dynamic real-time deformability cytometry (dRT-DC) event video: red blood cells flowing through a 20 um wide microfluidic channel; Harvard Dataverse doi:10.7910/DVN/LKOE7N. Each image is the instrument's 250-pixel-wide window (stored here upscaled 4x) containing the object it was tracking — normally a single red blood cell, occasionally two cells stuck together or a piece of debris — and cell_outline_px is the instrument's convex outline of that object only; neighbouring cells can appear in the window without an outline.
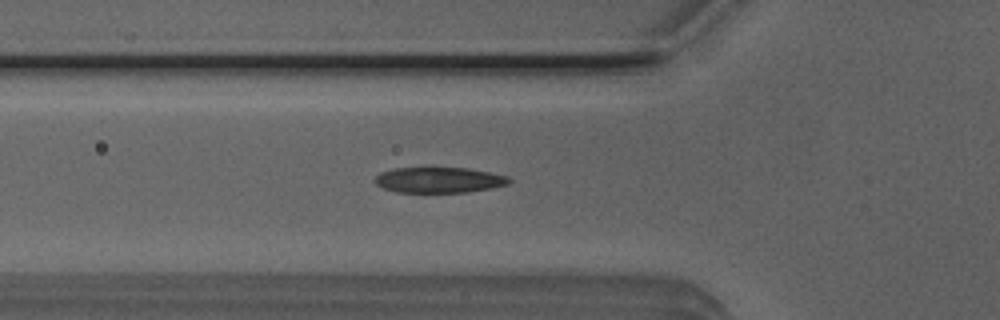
{"species": "Egyptian fruit bat (a non-hibernating species)", "species_latin": "Rousettus aegyptiacus", "temperature_condition": "room temperature", "stored_images_in_passage": 39, "camera_frame_rate_fps": 3000, "um_per_image_px": 0.085, "animal": {"sex": "male"}, "frame": {"image": 1, "passage_image": 4, "time_ms": 1.0, "image_size_px": [1000, 320], "cell_outline_px": [[512, 180], [508, 184], [492, 188], [468, 192], [396, 192], [384, 188], [376, 184], [372, 180], [380, 172], [396, 168], [468, 168], [508, 176]], "centroid_in_image_um": [37.31, 15.3], "position_along_channel_um": 88.5, "area_um2": 20.0}}
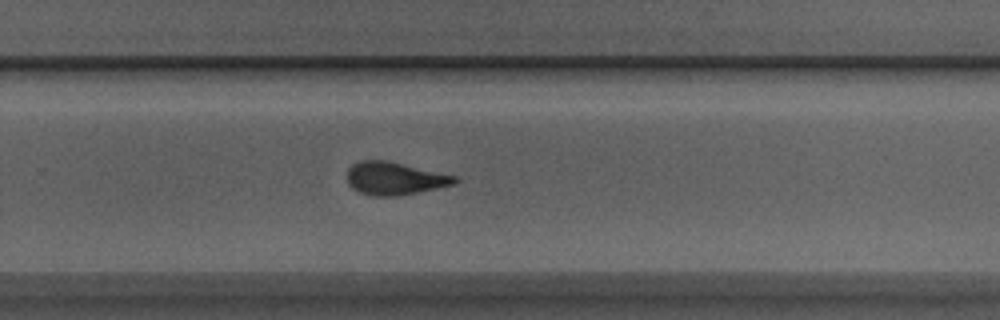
{"frame": {"image": 2, "passage_image": 20, "time_ms": 6.333, "image_size_px": [1000, 320], "cell_outline_px": [[460, 180], [456, 184], [396, 196], [372, 196], [360, 192], [352, 188], [348, 184], [348, 168], [352, 164], [360, 160], [388, 160], [456, 176]], "centroid_in_image_um": [33.54, 15.16], "position_along_channel_um": 296.3, "area_um2": 20.58}}
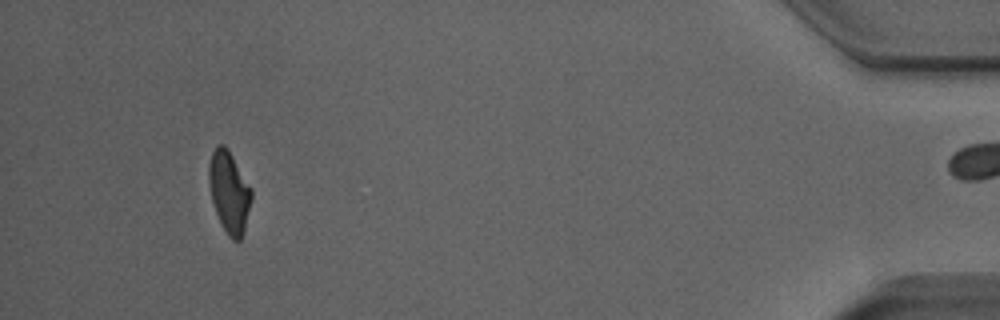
{"frame": {"image": 3, "passage_image": 35, "time_ms": 11.333, "image_size_px": [1000, 320], "cell_outline_px": [[252, 196], [244, 232], [240, 240], [232, 240], [228, 236], [216, 212], [212, 200], [208, 184], [208, 168], [212, 152], [216, 144], [224, 144], [228, 148], [252, 188]], "centroid_in_image_um": [19.48, 16.28], "position_along_channel_um": 415.7, "area_um2": 20.29}, "authors_computed_cell_mechanics": {"area_um2": 20.4612, "velocity_mm_per_s": 3.8918, "shape_relaxation_time_tau1_ms": 4.4804, "shape_relaxation_time_tau2_ms": 1.8735, "deformation_change_tau1": 0.1899, "deformation_change_tau2": 0.1058}}